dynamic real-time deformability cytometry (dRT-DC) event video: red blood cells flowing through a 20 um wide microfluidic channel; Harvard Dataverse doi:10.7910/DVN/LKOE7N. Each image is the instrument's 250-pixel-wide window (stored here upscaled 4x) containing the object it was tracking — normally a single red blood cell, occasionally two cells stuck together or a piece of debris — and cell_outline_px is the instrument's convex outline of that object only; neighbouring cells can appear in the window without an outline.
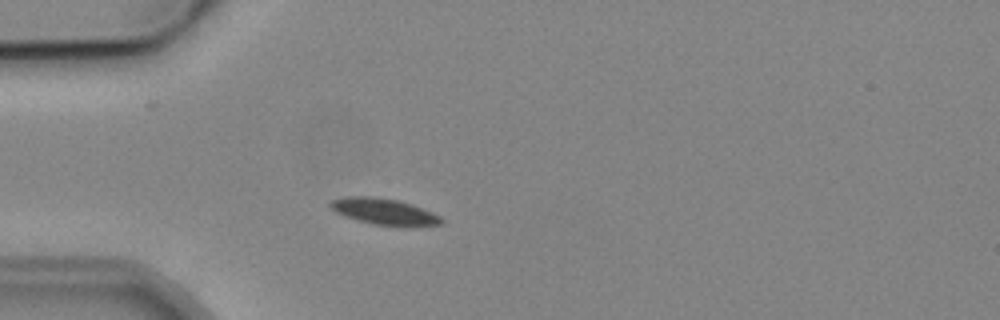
{"species": "common noctule bat (a hibernating species)", "species_latin": "Nyctalus noctula", "temperature_condition": "cold", "stored_images_in_passage": 4, "camera_frame_rate_fps": 3000, "um_per_image_px": 0.085, "animal": {"sex": "male", "body_mass_g": 19.2, "forearm_length_mm": 51.8}, "frame": {"image": 1, "passage_image": 3, "time_ms": 2.667, "image_size_px": [1000, 320], "cell_outline_px": [[444, 224], [372, 224], [344, 216], [336, 212], [328, 204], [332, 200], [344, 196], [372, 196], [396, 200], [412, 204], [432, 212], [440, 216], [444, 220]], "centroid_in_image_um": [32.58, 17.94], "position_along_channel_um": 52.4, "area_um2": 16.36}}